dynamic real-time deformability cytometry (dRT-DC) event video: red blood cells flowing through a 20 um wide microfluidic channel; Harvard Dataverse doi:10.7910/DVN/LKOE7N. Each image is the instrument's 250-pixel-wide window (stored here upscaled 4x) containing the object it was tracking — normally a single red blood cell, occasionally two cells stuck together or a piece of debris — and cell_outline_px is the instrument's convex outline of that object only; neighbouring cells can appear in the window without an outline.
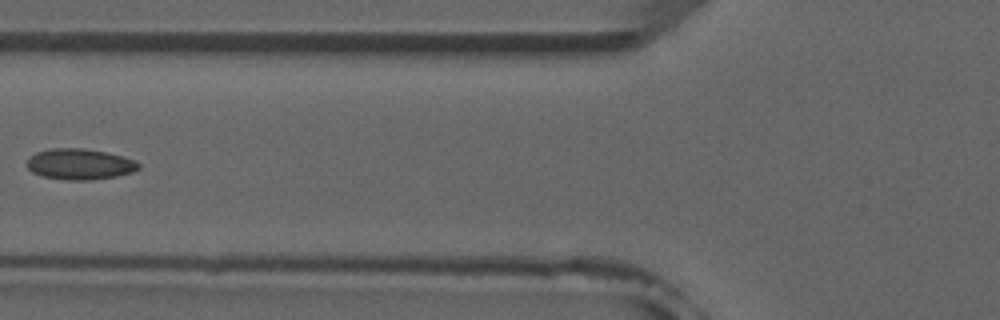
{"species": "common noctule bat (a hibernating species)", "species_latin": "Nyctalus noctula", "temperature_condition": "room temperature", "stored_images_in_passage": 6, "camera_frame_rate_fps": 3000, "um_per_image_px": 0.085, "animal": {"sex": "male", "forearm_length_mm": 52.5}, "frame": {"image": 1, "passage_image": 6, "time_ms": 6.667, "image_size_px": [1000, 320], "cell_outline_px": [[140, 168], [132, 172], [116, 176], [92, 180], [64, 180], [40, 176], [32, 172], [28, 168], [28, 160], [36, 152], [52, 148], [84, 148], [104, 152], [120, 156], [132, 160], [140, 164]], "centroid_in_image_um": [6.75, 13.96], "position_along_channel_um": 119.0, "area_um2": 19.94}}